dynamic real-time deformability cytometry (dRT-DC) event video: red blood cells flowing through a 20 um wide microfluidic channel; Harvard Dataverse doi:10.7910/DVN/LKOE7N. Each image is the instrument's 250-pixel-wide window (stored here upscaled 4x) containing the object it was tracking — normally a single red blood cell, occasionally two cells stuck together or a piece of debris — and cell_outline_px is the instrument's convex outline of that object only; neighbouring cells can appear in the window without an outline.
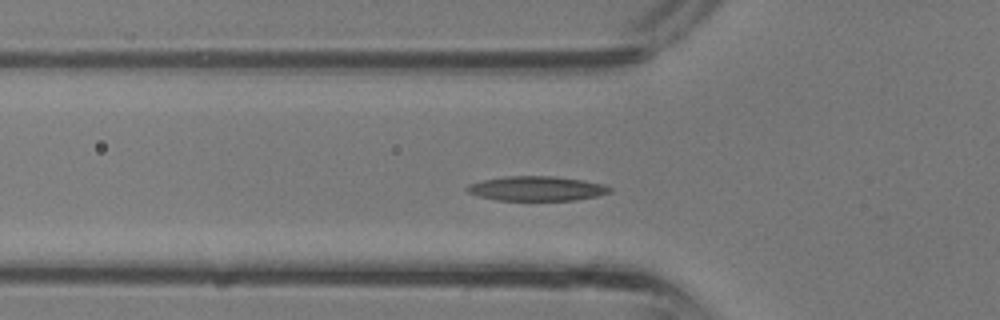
{"species": "common noctule bat (a hibernating species)", "species_latin": "Nyctalus noctula", "temperature_condition": "room temperature", "stored_images_in_passage": 17, "camera_frame_rate_fps": 3000, "um_per_image_px": 0.085, "animal": {"sex": "male", "body_mass_g": 13.3}, "frame": {"image": 1, "passage_image": 9, "time_ms": 2.667, "image_size_px": [1000, 320], "cell_outline_px": [[612, 192], [596, 196], [576, 200], [496, 200], [480, 196], [468, 192], [464, 188], [468, 184], [480, 180], [504, 176], [552, 176], [584, 180], [604, 184], [612, 188]], "centroid_in_image_um": [45.61, 16.02], "position_along_channel_um": 80.2, "area_um2": 20.58}}
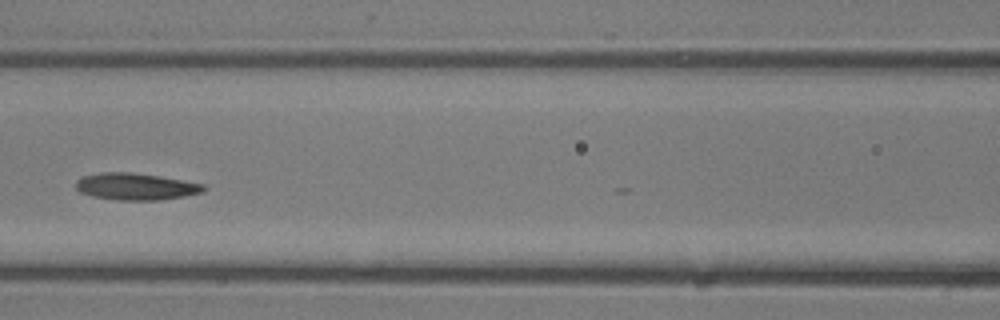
{"frame": {"image": 2, "passage_image": 13, "time_ms": 4.0, "image_size_px": [1000, 320], "cell_outline_px": [[208, 188], [204, 192], [184, 196], [160, 200], [120, 200], [92, 196], [80, 192], [76, 188], [76, 180], [84, 176], [100, 172], [132, 172], [160, 176], [204, 184]], "centroid_in_image_um": [11.57, 15.85], "position_along_channel_um": 155.0, "area_um2": 20.06}}
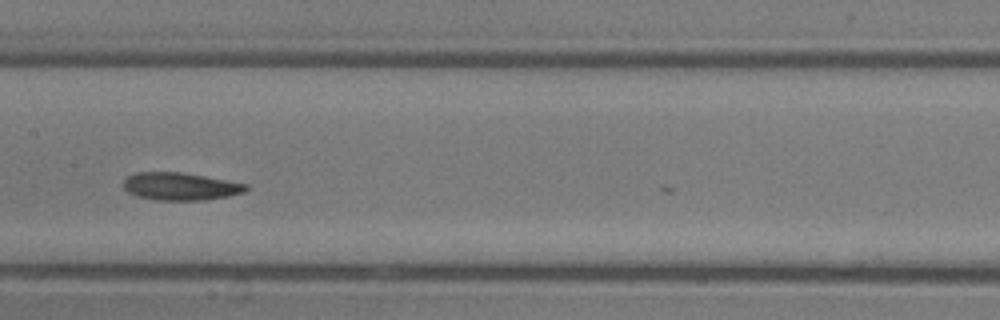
{"frame": {"image": 3, "passage_image": 15, "time_ms": 4.667, "image_size_px": [1000, 320], "cell_outline_px": [[248, 188], [244, 192], [228, 196], [204, 200], [156, 200], [136, 196], [128, 192], [124, 188], [124, 180], [128, 176], [136, 172], [180, 172], [204, 176], [248, 184]], "centroid_in_image_um": [15.32, 15.84], "position_along_channel_um": 192.1, "area_um2": 19.65}}